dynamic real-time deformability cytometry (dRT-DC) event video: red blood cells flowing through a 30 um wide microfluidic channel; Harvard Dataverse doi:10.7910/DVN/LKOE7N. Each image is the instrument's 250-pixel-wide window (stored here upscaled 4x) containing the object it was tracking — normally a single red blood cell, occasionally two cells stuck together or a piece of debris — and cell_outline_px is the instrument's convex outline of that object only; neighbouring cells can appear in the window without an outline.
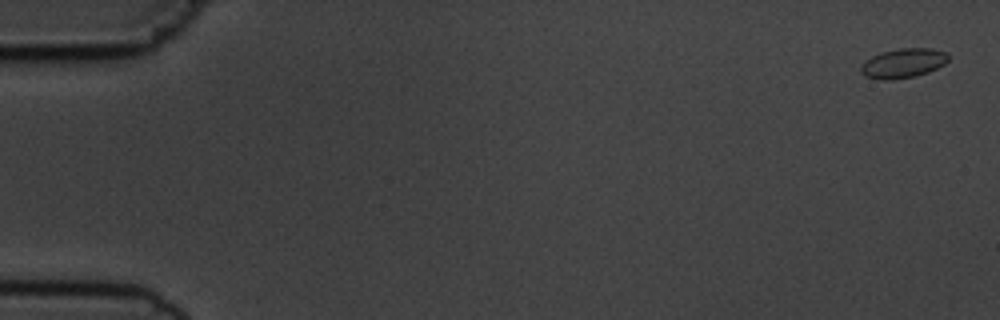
{"species": "common noctule bat (a hibernating species)", "species_latin": "Nyctalus noctula", "temperature_condition": "cold", "stored_images_in_passage": 5, "camera_frame_rate_fps": 3000, "um_per_image_px": 0.085, "animal": {"sex": "male", "body_mass_g": 19.5, "forearm_length_mm": 54.6}, "frame": {"image": 1, "passage_image": 1, "time_ms": 0.0, "image_size_px": [1000, 320], "cell_outline_px": [[948, 60], [944, 64], [928, 72], [912, 76], [892, 80], [880, 80], [864, 76], [860, 72], [860, 68], [864, 60], [880, 52], [900, 48], [932, 48], [944, 52], [948, 56]], "centroid_in_image_um": [76.71, 5.37], "position_along_channel_um": 8.3, "area_um2": 15.03}}
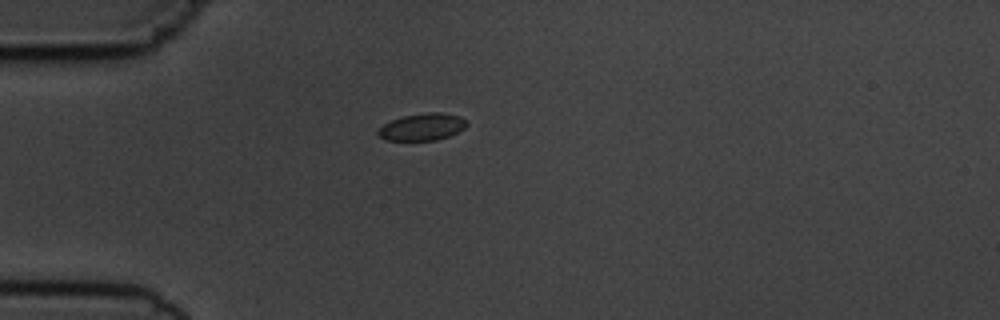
{"frame": {"image": 2, "passage_image": 5, "time_ms": 4.667, "image_size_px": [1000, 320], "cell_outline_px": [[468, 124], [464, 128], [448, 136], [436, 140], [384, 140], [376, 132], [384, 124], [392, 120], [404, 116], [428, 112], [440, 112], [460, 116], [468, 120]], "centroid_in_image_um": [35.91, 10.78], "position_along_channel_um": 49.1, "area_um2": 13.87}}